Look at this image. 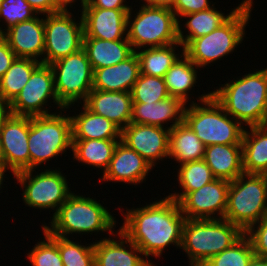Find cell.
Instances as JSON below:
<instances>
[{
    "label": "cell",
    "mask_w": 267,
    "mask_h": 266,
    "mask_svg": "<svg viewBox=\"0 0 267 266\" xmlns=\"http://www.w3.org/2000/svg\"><path fill=\"white\" fill-rule=\"evenodd\" d=\"M124 222L120 230L142 251L150 261V256L160 258L171 244L181 247L182 230L186 220L179 203L164 195L142 207L125 208Z\"/></svg>",
    "instance_id": "1"
},
{
    "label": "cell",
    "mask_w": 267,
    "mask_h": 266,
    "mask_svg": "<svg viewBox=\"0 0 267 266\" xmlns=\"http://www.w3.org/2000/svg\"><path fill=\"white\" fill-rule=\"evenodd\" d=\"M230 81L214 88L213 98L243 126L266 125L267 66Z\"/></svg>",
    "instance_id": "2"
},
{
    "label": "cell",
    "mask_w": 267,
    "mask_h": 266,
    "mask_svg": "<svg viewBox=\"0 0 267 266\" xmlns=\"http://www.w3.org/2000/svg\"><path fill=\"white\" fill-rule=\"evenodd\" d=\"M87 194L73 193L60 206L57 212L50 218L49 224L42 223V230L50 235L63 238L72 237L74 234H97L98 232L114 235L117 225L108 207L103 206L100 200L97 201ZM97 232V233H96Z\"/></svg>",
    "instance_id": "3"
},
{
    "label": "cell",
    "mask_w": 267,
    "mask_h": 266,
    "mask_svg": "<svg viewBox=\"0 0 267 266\" xmlns=\"http://www.w3.org/2000/svg\"><path fill=\"white\" fill-rule=\"evenodd\" d=\"M191 100L185 106L183 122L195 132L205 146L242 144L245 130L239 121L231 117L213 98L211 91Z\"/></svg>",
    "instance_id": "4"
},
{
    "label": "cell",
    "mask_w": 267,
    "mask_h": 266,
    "mask_svg": "<svg viewBox=\"0 0 267 266\" xmlns=\"http://www.w3.org/2000/svg\"><path fill=\"white\" fill-rule=\"evenodd\" d=\"M244 231L226 219H186L180 249L189 266H202L211 257L231 247Z\"/></svg>",
    "instance_id": "5"
},
{
    "label": "cell",
    "mask_w": 267,
    "mask_h": 266,
    "mask_svg": "<svg viewBox=\"0 0 267 266\" xmlns=\"http://www.w3.org/2000/svg\"><path fill=\"white\" fill-rule=\"evenodd\" d=\"M253 4V1H245L220 27L207 35L193 39L184 48V54L203 69L219 59H224V56L233 54L243 43L244 37L246 38L245 29L251 20Z\"/></svg>",
    "instance_id": "6"
},
{
    "label": "cell",
    "mask_w": 267,
    "mask_h": 266,
    "mask_svg": "<svg viewBox=\"0 0 267 266\" xmlns=\"http://www.w3.org/2000/svg\"><path fill=\"white\" fill-rule=\"evenodd\" d=\"M62 111L67 113L58 109L50 115L29 117L30 169L43 168L41 165L72 150L71 118Z\"/></svg>",
    "instance_id": "7"
},
{
    "label": "cell",
    "mask_w": 267,
    "mask_h": 266,
    "mask_svg": "<svg viewBox=\"0 0 267 266\" xmlns=\"http://www.w3.org/2000/svg\"><path fill=\"white\" fill-rule=\"evenodd\" d=\"M140 5L136 13L131 6L127 15V39L134 51L179 42L178 19L170 8Z\"/></svg>",
    "instance_id": "8"
},
{
    "label": "cell",
    "mask_w": 267,
    "mask_h": 266,
    "mask_svg": "<svg viewBox=\"0 0 267 266\" xmlns=\"http://www.w3.org/2000/svg\"><path fill=\"white\" fill-rule=\"evenodd\" d=\"M267 215V186L263 174L243 173L230 181L224 219L244 232Z\"/></svg>",
    "instance_id": "9"
},
{
    "label": "cell",
    "mask_w": 267,
    "mask_h": 266,
    "mask_svg": "<svg viewBox=\"0 0 267 266\" xmlns=\"http://www.w3.org/2000/svg\"><path fill=\"white\" fill-rule=\"evenodd\" d=\"M54 168H44L40 173L30 169L12 174L15 177L14 180L20 183L25 206L40 209V212L44 209L54 210V215L73 193L68 185L67 175L60 171L61 169Z\"/></svg>",
    "instance_id": "10"
},
{
    "label": "cell",
    "mask_w": 267,
    "mask_h": 266,
    "mask_svg": "<svg viewBox=\"0 0 267 266\" xmlns=\"http://www.w3.org/2000/svg\"><path fill=\"white\" fill-rule=\"evenodd\" d=\"M54 73L55 91L65 111L81 104L93 87V69L84 49L50 64ZM76 103V104H75Z\"/></svg>",
    "instance_id": "11"
},
{
    "label": "cell",
    "mask_w": 267,
    "mask_h": 266,
    "mask_svg": "<svg viewBox=\"0 0 267 266\" xmlns=\"http://www.w3.org/2000/svg\"><path fill=\"white\" fill-rule=\"evenodd\" d=\"M72 9L44 15L45 47L43 64L69 56L83 47L84 25L82 15L76 21Z\"/></svg>",
    "instance_id": "12"
},
{
    "label": "cell",
    "mask_w": 267,
    "mask_h": 266,
    "mask_svg": "<svg viewBox=\"0 0 267 266\" xmlns=\"http://www.w3.org/2000/svg\"><path fill=\"white\" fill-rule=\"evenodd\" d=\"M52 99V102H51ZM56 109L65 110L55 91L54 73L49 64L41 63L31 74L27 84L9 104L10 114L17 116H45L51 112L50 104ZM50 105V106H49ZM47 106H49L47 108Z\"/></svg>",
    "instance_id": "13"
},
{
    "label": "cell",
    "mask_w": 267,
    "mask_h": 266,
    "mask_svg": "<svg viewBox=\"0 0 267 266\" xmlns=\"http://www.w3.org/2000/svg\"><path fill=\"white\" fill-rule=\"evenodd\" d=\"M28 135V116L9 114L0 126L2 164L13 174L23 170H30Z\"/></svg>",
    "instance_id": "14"
},
{
    "label": "cell",
    "mask_w": 267,
    "mask_h": 266,
    "mask_svg": "<svg viewBox=\"0 0 267 266\" xmlns=\"http://www.w3.org/2000/svg\"><path fill=\"white\" fill-rule=\"evenodd\" d=\"M229 185L230 181L215 178L200 189L188 192L178 202L182 214L186 219H223Z\"/></svg>",
    "instance_id": "15"
},
{
    "label": "cell",
    "mask_w": 267,
    "mask_h": 266,
    "mask_svg": "<svg viewBox=\"0 0 267 266\" xmlns=\"http://www.w3.org/2000/svg\"><path fill=\"white\" fill-rule=\"evenodd\" d=\"M169 134L166 127L130 123L121 130V141L156 168L169 157Z\"/></svg>",
    "instance_id": "16"
},
{
    "label": "cell",
    "mask_w": 267,
    "mask_h": 266,
    "mask_svg": "<svg viewBox=\"0 0 267 266\" xmlns=\"http://www.w3.org/2000/svg\"><path fill=\"white\" fill-rule=\"evenodd\" d=\"M113 238L107 236L99 241L95 240V266H157L120 229Z\"/></svg>",
    "instance_id": "17"
},
{
    "label": "cell",
    "mask_w": 267,
    "mask_h": 266,
    "mask_svg": "<svg viewBox=\"0 0 267 266\" xmlns=\"http://www.w3.org/2000/svg\"><path fill=\"white\" fill-rule=\"evenodd\" d=\"M154 169L140 154L129 148L121 140L118 142L109 167L99 178L103 183H127L140 185L144 183Z\"/></svg>",
    "instance_id": "18"
},
{
    "label": "cell",
    "mask_w": 267,
    "mask_h": 266,
    "mask_svg": "<svg viewBox=\"0 0 267 266\" xmlns=\"http://www.w3.org/2000/svg\"><path fill=\"white\" fill-rule=\"evenodd\" d=\"M84 37L128 40L127 15L130 9L81 8Z\"/></svg>",
    "instance_id": "19"
},
{
    "label": "cell",
    "mask_w": 267,
    "mask_h": 266,
    "mask_svg": "<svg viewBox=\"0 0 267 266\" xmlns=\"http://www.w3.org/2000/svg\"><path fill=\"white\" fill-rule=\"evenodd\" d=\"M20 22L7 29L2 36L16 57L31 58L43 63L45 47L44 15Z\"/></svg>",
    "instance_id": "20"
},
{
    "label": "cell",
    "mask_w": 267,
    "mask_h": 266,
    "mask_svg": "<svg viewBox=\"0 0 267 266\" xmlns=\"http://www.w3.org/2000/svg\"><path fill=\"white\" fill-rule=\"evenodd\" d=\"M82 104L93 113L112 121L121 130L131 123V92L92 89Z\"/></svg>",
    "instance_id": "21"
},
{
    "label": "cell",
    "mask_w": 267,
    "mask_h": 266,
    "mask_svg": "<svg viewBox=\"0 0 267 266\" xmlns=\"http://www.w3.org/2000/svg\"><path fill=\"white\" fill-rule=\"evenodd\" d=\"M185 106L179 98L171 96L156 103H132L131 123L160 127L167 124L166 128L171 130L183 122Z\"/></svg>",
    "instance_id": "22"
},
{
    "label": "cell",
    "mask_w": 267,
    "mask_h": 266,
    "mask_svg": "<svg viewBox=\"0 0 267 266\" xmlns=\"http://www.w3.org/2000/svg\"><path fill=\"white\" fill-rule=\"evenodd\" d=\"M140 76V64L136 52L120 63L95 69L92 89L131 92Z\"/></svg>",
    "instance_id": "23"
},
{
    "label": "cell",
    "mask_w": 267,
    "mask_h": 266,
    "mask_svg": "<svg viewBox=\"0 0 267 266\" xmlns=\"http://www.w3.org/2000/svg\"><path fill=\"white\" fill-rule=\"evenodd\" d=\"M245 1L253 0H242L238 6L232 8L227 14L221 10H217L214 3V6L207 10L183 15L182 17L184 19H188L183 22L185 23L183 25L178 23V41L185 48L193 39L211 33L225 23Z\"/></svg>",
    "instance_id": "24"
},
{
    "label": "cell",
    "mask_w": 267,
    "mask_h": 266,
    "mask_svg": "<svg viewBox=\"0 0 267 266\" xmlns=\"http://www.w3.org/2000/svg\"><path fill=\"white\" fill-rule=\"evenodd\" d=\"M203 160L215 178L232 181L244 173L242 144L206 146Z\"/></svg>",
    "instance_id": "25"
},
{
    "label": "cell",
    "mask_w": 267,
    "mask_h": 266,
    "mask_svg": "<svg viewBox=\"0 0 267 266\" xmlns=\"http://www.w3.org/2000/svg\"><path fill=\"white\" fill-rule=\"evenodd\" d=\"M82 107V108H81ZM71 118L72 140L121 139V129L107 118L90 111L84 104Z\"/></svg>",
    "instance_id": "26"
},
{
    "label": "cell",
    "mask_w": 267,
    "mask_h": 266,
    "mask_svg": "<svg viewBox=\"0 0 267 266\" xmlns=\"http://www.w3.org/2000/svg\"><path fill=\"white\" fill-rule=\"evenodd\" d=\"M93 71L113 66L129 58L135 51L128 40H103L83 37V47Z\"/></svg>",
    "instance_id": "27"
},
{
    "label": "cell",
    "mask_w": 267,
    "mask_h": 266,
    "mask_svg": "<svg viewBox=\"0 0 267 266\" xmlns=\"http://www.w3.org/2000/svg\"><path fill=\"white\" fill-rule=\"evenodd\" d=\"M242 158L244 173L267 172V124L245 127L242 137Z\"/></svg>",
    "instance_id": "28"
},
{
    "label": "cell",
    "mask_w": 267,
    "mask_h": 266,
    "mask_svg": "<svg viewBox=\"0 0 267 266\" xmlns=\"http://www.w3.org/2000/svg\"><path fill=\"white\" fill-rule=\"evenodd\" d=\"M198 70L200 68L183 53L163 76L168 94L179 98L186 105L190 104L191 90L197 86L199 79Z\"/></svg>",
    "instance_id": "29"
},
{
    "label": "cell",
    "mask_w": 267,
    "mask_h": 266,
    "mask_svg": "<svg viewBox=\"0 0 267 266\" xmlns=\"http://www.w3.org/2000/svg\"><path fill=\"white\" fill-rule=\"evenodd\" d=\"M121 139L72 140L73 160L98 168L102 173L109 167L115 148ZM100 168V169H99Z\"/></svg>",
    "instance_id": "30"
},
{
    "label": "cell",
    "mask_w": 267,
    "mask_h": 266,
    "mask_svg": "<svg viewBox=\"0 0 267 266\" xmlns=\"http://www.w3.org/2000/svg\"><path fill=\"white\" fill-rule=\"evenodd\" d=\"M206 146L184 122L175 125L169 134V157L179 165L204 159Z\"/></svg>",
    "instance_id": "31"
},
{
    "label": "cell",
    "mask_w": 267,
    "mask_h": 266,
    "mask_svg": "<svg viewBox=\"0 0 267 266\" xmlns=\"http://www.w3.org/2000/svg\"><path fill=\"white\" fill-rule=\"evenodd\" d=\"M179 47L181 52L177 49ZM135 52L140 64V74L163 78L170 67L184 53V47L178 42L162 47L142 48Z\"/></svg>",
    "instance_id": "32"
},
{
    "label": "cell",
    "mask_w": 267,
    "mask_h": 266,
    "mask_svg": "<svg viewBox=\"0 0 267 266\" xmlns=\"http://www.w3.org/2000/svg\"><path fill=\"white\" fill-rule=\"evenodd\" d=\"M40 64L41 62L31 58L16 57L11 67L0 78V96L10 104Z\"/></svg>",
    "instance_id": "33"
},
{
    "label": "cell",
    "mask_w": 267,
    "mask_h": 266,
    "mask_svg": "<svg viewBox=\"0 0 267 266\" xmlns=\"http://www.w3.org/2000/svg\"><path fill=\"white\" fill-rule=\"evenodd\" d=\"M177 168V179L175 181H178L181 192L179 193L176 190V192L173 191L174 193L167 195L176 202H179L188 192L198 190L215 179L204 160L187 162L177 166Z\"/></svg>",
    "instance_id": "34"
},
{
    "label": "cell",
    "mask_w": 267,
    "mask_h": 266,
    "mask_svg": "<svg viewBox=\"0 0 267 266\" xmlns=\"http://www.w3.org/2000/svg\"><path fill=\"white\" fill-rule=\"evenodd\" d=\"M254 256L251 242L244 234L231 247L211 257L202 266H248Z\"/></svg>",
    "instance_id": "35"
},
{
    "label": "cell",
    "mask_w": 267,
    "mask_h": 266,
    "mask_svg": "<svg viewBox=\"0 0 267 266\" xmlns=\"http://www.w3.org/2000/svg\"><path fill=\"white\" fill-rule=\"evenodd\" d=\"M58 249L63 266H95L94 242L82 245L77 240L58 236Z\"/></svg>",
    "instance_id": "36"
},
{
    "label": "cell",
    "mask_w": 267,
    "mask_h": 266,
    "mask_svg": "<svg viewBox=\"0 0 267 266\" xmlns=\"http://www.w3.org/2000/svg\"><path fill=\"white\" fill-rule=\"evenodd\" d=\"M132 103H156L168 98L162 77L140 74L131 90Z\"/></svg>",
    "instance_id": "37"
},
{
    "label": "cell",
    "mask_w": 267,
    "mask_h": 266,
    "mask_svg": "<svg viewBox=\"0 0 267 266\" xmlns=\"http://www.w3.org/2000/svg\"><path fill=\"white\" fill-rule=\"evenodd\" d=\"M42 231L43 240L35 243L30 252L26 253L27 260L30 261L31 266H63L58 249V236Z\"/></svg>",
    "instance_id": "38"
},
{
    "label": "cell",
    "mask_w": 267,
    "mask_h": 266,
    "mask_svg": "<svg viewBox=\"0 0 267 266\" xmlns=\"http://www.w3.org/2000/svg\"><path fill=\"white\" fill-rule=\"evenodd\" d=\"M37 15L26 0H4L0 6V35L12 26L31 20ZM1 22L6 25H1Z\"/></svg>",
    "instance_id": "39"
},
{
    "label": "cell",
    "mask_w": 267,
    "mask_h": 266,
    "mask_svg": "<svg viewBox=\"0 0 267 266\" xmlns=\"http://www.w3.org/2000/svg\"><path fill=\"white\" fill-rule=\"evenodd\" d=\"M244 234L249 238L255 256L267 258V215L250 226Z\"/></svg>",
    "instance_id": "40"
},
{
    "label": "cell",
    "mask_w": 267,
    "mask_h": 266,
    "mask_svg": "<svg viewBox=\"0 0 267 266\" xmlns=\"http://www.w3.org/2000/svg\"><path fill=\"white\" fill-rule=\"evenodd\" d=\"M213 3L209 0H174L171 10L176 15L178 23H182L183 15L207 10L214 6Z\"/></svg>",
    "instance_id": "41"
},
{
    "label": "cell",
    "mask_w": 267,
    "mask_h": 266,
    "mask_svg": "<svg viewBox=\"0 0 267 266\" xmlns=\"http://www.w3.org/2000/svg\"><path fill=\"white\" fill-rule=\"evenodd\" d=\"M127 0H85L80 8L130 9Z\"/></svg>",
    "instance_id": "42"
},
{
    "label": "cell",
    "mask_w": 267,
    "mask_h": 266,
    "mask_svg": "<svg viewBox=\"0 0 267 266\" xmlns=\"http://www.w3.org/2000/svg\"><path fill=\"white\" fill-rule=\"evenodd\" d=\"M16 55L10 49L6 39L0 35V78L11 67Z\"/></svg>",
    "instance_id": "43"
},
{
    "label": "cell",
    "mask_w": 267,
    "mask_h": 266,
    "mask_svg": "<svg viewBox=\"0 0 267 266\" xmlns=\"http://www.w3.org/2000/svg\"><path fill=\"white\" fill-rule=\"evenodd\" d=\"M39 15L59 12L64 8L56 0H26Z\"/></svg>",
    "instance_id": "44"
},
{
    "label": "cell",
    "mask_w": 267,
    "mask_h": 266,
    "mask_svg": "<svg viewBox=\"0 0 267 266\" xmlns=\"http://www.w3.org/2000/svg\"><path fill=\"white\" fill-rule=\"evenodd\" d=\"M141 2L149 7H165L172 9L174 0H141Z\"/></svg>",
    "instance_id": "45"
},
{
    "label": "cell",
    "mask_w": 267,
    "mask_h": 266,
    "mask_svg": "<svg viewBox=\"0 0 267 266\" xmlns=\"http://www.w3.org/2000/svg\"><path fill=\"white\" fill-rule=\"evenodd\" d=\"M9 114V104L0 96V126Z\"/></svg>",
    "instance_id": "46"
},
{
    "label": "cell",
    "mask_w": 267,
    "mask_h": 266,
    "mask_svg": "<svg viewBox=\"0 0 267 266\" xmlns=\"http://www.w3.org/2000/svg\"><path fill=\"white\" fill-rule=\"evenodd\" d=\"M64 9H70V8H75V2H78V0H56ZM85 0H79V2L81 3L80 5H82V3ZM74 5V7H73Z\"/></svg>",
    "instance_id": "47"
},
{
    "label": "cell",
    "mask_w": 267,
    "mask_h": 266,
    "mask_svg": "<svg viewBox=\"0 0 267 266\" xmlns=\"http://www.w3.org/2000/svg\"><path fill=\"white\" fill-rule=\"evenodd\" d=\"M248 266H267V258L254 256Z\"/></svg>",
    "instance_id": "48"
},
{
    "label": "cell",
    "mask_w": 267,
    "mask_h": 266,
    "mask_svg": "<svg viewBox=\"0 0 267 266\" xmlns=\"http://www.w3.org/2000/svg\"><path fill=\"white\" fill-rule=\"evenodd\" d=\"M7 171V169L3 166V164H0V190L2 189V185H6V184H3L5 179L7 178V174H5ZM2 193V192H0Z\"/></svg>",
    "instance_id": "49"
},
{
    "label": "cell",
    "mask_w": 267,
    "mask_h": 266,
    "mask_svg": "<svg viewBox=\"0 0 267 266\" xmlns=\"http://www.w3.org/2000/svg\"><path fill=\"white\" fill-rule=\"evenodd\" d=\"M263 176H264V179H265V182H266V186H267V172H265V173L263 174Z\"/></svg>",
    "instance_id": "50"
},
{
    "label": "cell",
    "mask_w": 267,
    "mask_h": 266,
    "mask_svg": "<svg viewBox=\"0 0 267 266\" xmlns=\"http://www.w3.org/2000/svg\"><path fill=\"white\" fill-rule=\"evenodd\" d=\"M0 164H2L1 151H0Z\"/></svg>",
    "instance_id": "51"
}]
</instances>
